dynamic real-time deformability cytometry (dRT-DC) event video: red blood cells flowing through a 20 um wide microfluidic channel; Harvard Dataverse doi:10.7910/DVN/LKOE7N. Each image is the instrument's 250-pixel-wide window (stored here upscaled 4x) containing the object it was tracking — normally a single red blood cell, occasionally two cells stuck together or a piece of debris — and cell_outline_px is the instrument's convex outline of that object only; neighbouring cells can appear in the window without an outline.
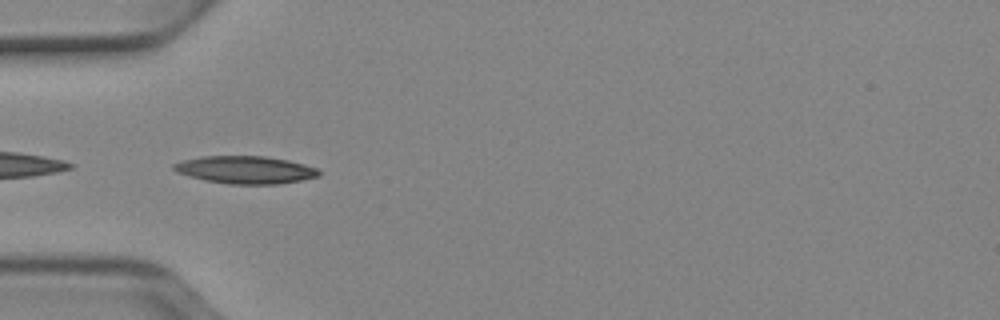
{"species": "Egyptian fruit bat (a non-hibernating species)", "species_latin": "Rousettus aegyptiacus", "temperature_condition": "cold", "stored_images_in_passage": 36, "camera_frame_rate_fps": 3000, "um_per_image_px": 0.085, "animal": {"sex": "female"}, "frame": {"image": 1, "passage_image": 1, "time_ms": 0.0, "image_size_px": [1000, 320], "cell_outline_px": [[320, 176], [300, 180], [276, 184], [228, 184], [204, 180], [188, 176], [176, 172], [172, 168], [172, 164], [184, 160], [204, 156], [264, 156], [288, 160], [304, 164], [316, 168], [320, 172]], "centroid_in_image_um": [20.83, 14.43], "position_along_channel_um": 64.2, "area_um2": 23.29}}
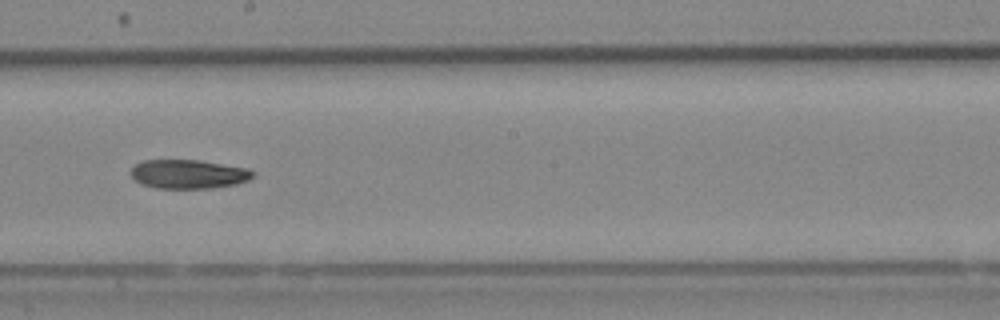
{"frame": {"image": 2, "passage_image": 14, "time_ms": 4.333, "image_size_px": [1000, 320], "cell_outline_px": [[256, 176], [248, 180], [236, 184], [212, 188], [156, 188], [140, 184], [132, 176], [132, 168], [136, 164], [144, 160], [200, 160], [248, 168], [256, 172]], "centroid_in_image_um": [16.07, 14.8], "position_along_channel_um": 232.1, "area_um2": 20.69}}
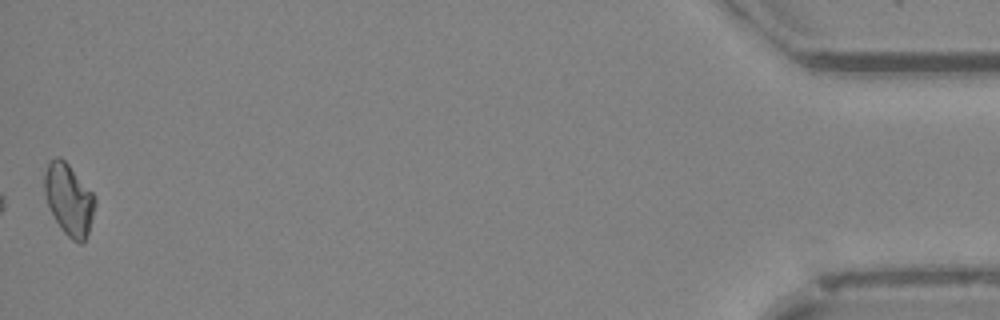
{"frame": {"image": 3, "passage_image": 36, "time_ms": 11.667, "image_size_px": [1000, 320], "cell_outline_px": [[96, 204], [88, 232], [84, 244], [80, 244], [72, 240], [60, 228], [48, 204], [44, 192], [44, 172], [48, 164], [56, 156], [60, 156], [68, 164], [96, 196]], "centroid_in_image_um": [5.87, 16.96], "position_along_channel_um": 429.3, "area_um2": 20.98}}